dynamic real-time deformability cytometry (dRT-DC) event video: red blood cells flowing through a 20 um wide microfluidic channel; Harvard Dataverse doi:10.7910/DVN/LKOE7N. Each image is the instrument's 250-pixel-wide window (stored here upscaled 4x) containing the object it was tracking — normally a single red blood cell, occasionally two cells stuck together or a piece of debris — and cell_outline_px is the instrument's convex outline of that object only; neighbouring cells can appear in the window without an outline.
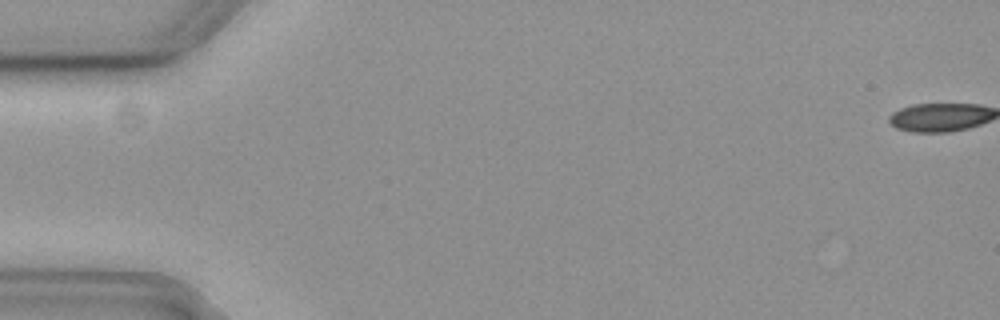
{"species": "common noctule bat (a hibernating species)", "species_latin": "Nyctalus noctula", "temperature_condition": "cold", "stored_images_in_passage": 2, "camera_frame_rate_fps": 3000, "um_per_image_px": 0.085, "animal": {"sex": "female", "body_mass_g": 19.3, "forearm_length_mm": 54.1}, "frame": {"image": 1, "passage_image": 1, "time_ms": 0.0, "image_size_px": [1000, 320], "cell_outline_px": [[196, 16], [188, 28], [180, 36], [172, 40], [120, 44], [16, 44], [24, 40], [192, 16]], "centroid_in_image_um": [10.4, 2.88], "position_along_channel_um": 74.6, "area_um2": 17.28}}